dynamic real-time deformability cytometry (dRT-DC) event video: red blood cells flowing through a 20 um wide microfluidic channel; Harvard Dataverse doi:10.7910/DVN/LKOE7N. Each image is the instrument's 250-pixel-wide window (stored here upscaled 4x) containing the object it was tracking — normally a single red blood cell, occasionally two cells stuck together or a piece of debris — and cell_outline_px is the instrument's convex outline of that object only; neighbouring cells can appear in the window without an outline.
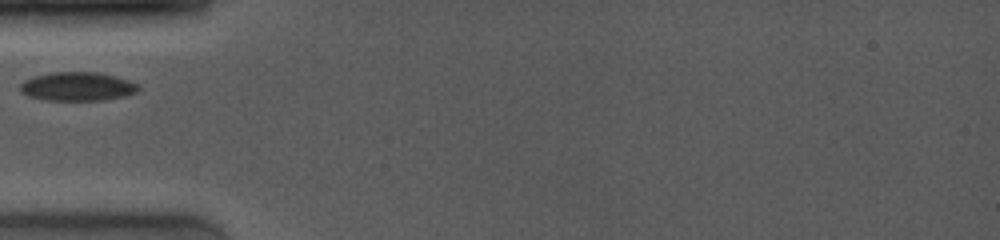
{"species": "common noctule bat (a hibernating species)", "species_latin": "Nyctalus noctula", "temperature_condition": "room temperature", "stored_images_in_passage": 20, "camera_frame_rate_fps": 4000, "um_per_image_px": 0.085, "animal": {"sex": "female", "body_mass_g": 19.0, "forearm_length_mm": 53.3}, "frame": {"image": 1, "passage_image": 1, "time_ms": 0.0, "image_size_px": [1000, 240], "cell_outline_px": [[140, 88], [136, 92], [124, 96], [104, 100], [44, 100], [28, 96], [20, 92], [20, 84], [24, 80], [36, 76], [52, 72], [100, 72], [116, 76], [128, 80], [136, 84]], "centroid_in_image_um": [6.57, 7.35], "position_along_channel_um": 78.4, "area_um2": 19.83}}